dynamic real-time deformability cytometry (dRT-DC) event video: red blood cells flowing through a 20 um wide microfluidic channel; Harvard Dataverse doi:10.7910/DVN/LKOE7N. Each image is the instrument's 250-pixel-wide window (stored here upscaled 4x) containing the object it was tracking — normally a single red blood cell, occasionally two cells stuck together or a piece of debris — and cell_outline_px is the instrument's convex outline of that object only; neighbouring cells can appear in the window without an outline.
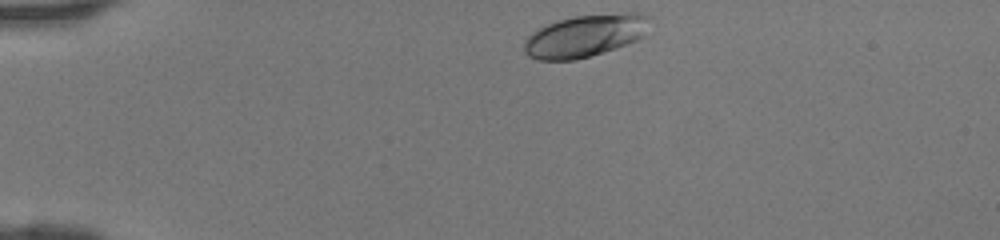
{"species": "human", "species_latin": "Homo sapiens", "temperature_condition": "room temperature", "stored_images_in_passage": 33, "camera_frame_rate_fps": 3000, "um_per_image_px": 0.085, "donor": {"sex": "female"}, "frame": {"image": 1, "passage_image": 1, "time_ms": 0.0, "image_size_px": [1000, 240], "cell_outline_px": [[652, 16], [644, 36], [636, 40], [616, 48], [576, 60], [536, 60], [528, 56], [524, 52], [524, 40], [532, 32], [556, 20], [576, 16], [632, 12], [640, 12]], "centroid_in_image_um": [49.75, 3.03], "position_along_channel_um": 35.2, "area_um2": 31.15}}
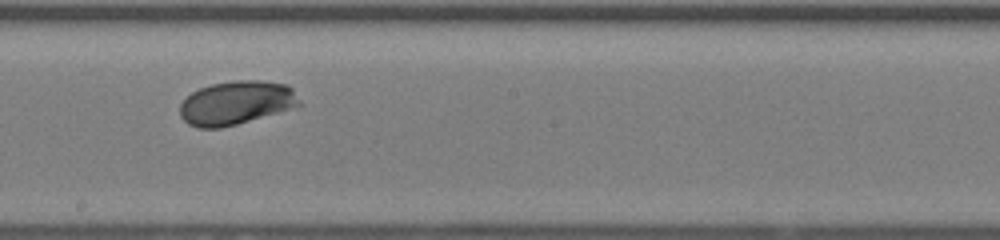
{"frame": {"image": 2, "passage_image": 18, "time_ms": 5.667, "image_size_px": [1000, 240], "cell_outline_px": [[304, 104], [236, 124], [220, 128], [196, 128], [188, 124], [180, 116], [180, 104], [192, 92], [200, 88], [212, 84], [236, 80], [260, 80], [288, 84], [292, 88]], "centroid_in_image_um": [20.09, 8.73], "position_along_channel_um": 228.1, "area_um2": 30.35}}
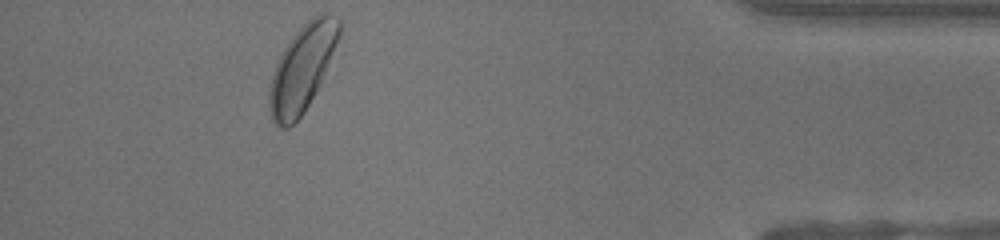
{"frame": {"image": 3, "passage_image": 33, "time_ms": 10.667, "image_size_px": [1000, 240], "cell_outline_px": [[340, 36], [320, 84], [316, 92], [300, 116], [288, 128], [280, 128], [272, 120], [268, 104], [268, 96], [272, 76], [276, 64], [284, 48], [292, 36], [316, 12], [328, 12], [336, 16], [340, 20]], "centroid_in_image_um": [25.7, 5.76], "position_along_channel_um": 409.5, "area_um2": 34.91}}